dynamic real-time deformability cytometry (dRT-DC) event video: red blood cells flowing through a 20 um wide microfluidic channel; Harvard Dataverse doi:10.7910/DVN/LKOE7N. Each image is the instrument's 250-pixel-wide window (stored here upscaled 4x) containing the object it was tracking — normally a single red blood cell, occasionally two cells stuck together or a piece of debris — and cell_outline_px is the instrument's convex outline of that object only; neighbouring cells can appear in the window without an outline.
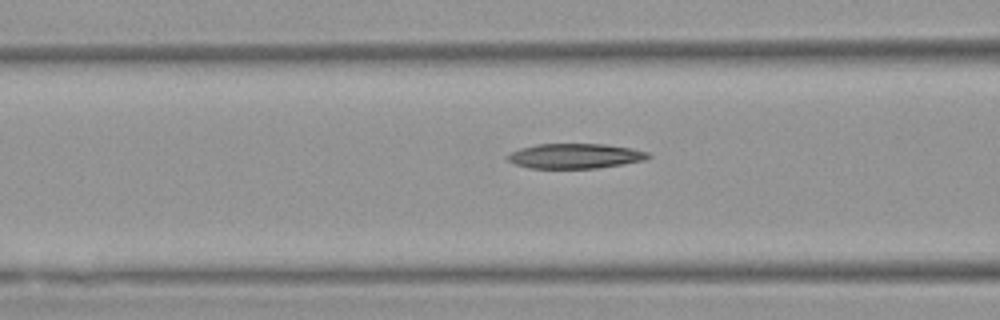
{"species": "Egyptian fruit bat (a non-hibernating species)", "species_latin": "Rousettus aegyptiacus", "temperature_condition": "warm", "stored_images_in_passage": 32, "camera_frame_rate_fps": 3000, "um_per_image_px": 0.085, "animal": {"sex": "female"}, "frame": {"image": 1, "passage_image": 11, "time_ms": 3.333, "image_size_px": [1000, 320], "cell_outline_px": [[652, 156], [644, 160], [596, 168], [528, 168], [516, 164], [508, 160], [504, 156], [520, 148], [536, 144], [604, 144], [632, 148], [648, 152]], "centroid_in_image_um": [48.86, 13.25], "position_along_channel_um": 117.7, "area_um2": 20.35}}
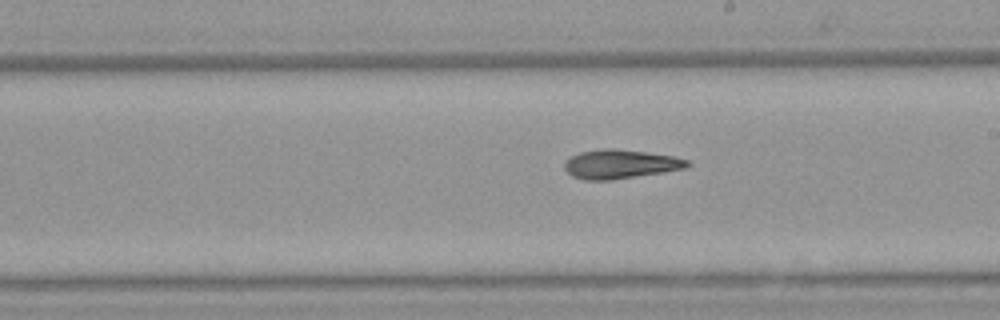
{"frame": {"image": 2, "passage_image": 20, "time_ms": 6.333, "image_size_px": [1000, 320], "cell_outline_px": [[692, 164], [688, 168], [612, 180], [584, 180], [572, 176], [564, 168], [564, 160], [580, 152], [604, 148], [616, 148], [672, 156], [688, 160]], "centroid_in_image_um": [52.72, 13.95], "position_along_channel_um": 236.3, "area_um2": 20.81}}
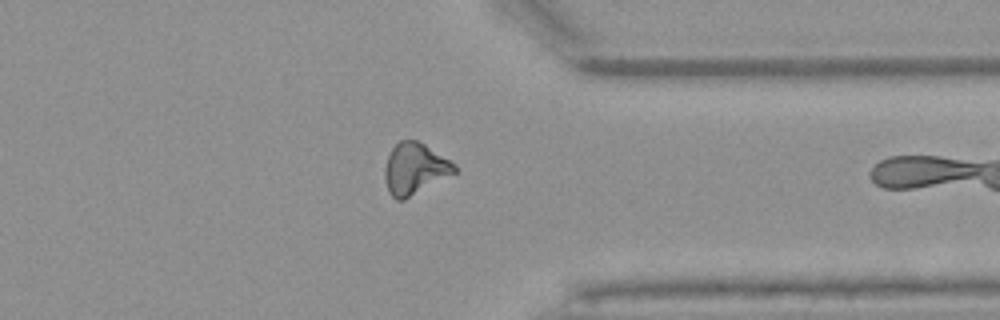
{"frame": {"image": 3, "passage_image": 31, "time_ms": 10.0, "image_size_px": [1000, 320], "cell_outline_px": [[456, 172], [404, 200], [396, 200], [388, 192], [384, 176], [384, 168], [388, 156], [392, 148], [400, 140], [416, 140], [424, 144], [456, 164]], "centroid_in_image_um": [35.23, 14.35], "position_along_channel_um": 376.2, "area_um2": 20.69}}